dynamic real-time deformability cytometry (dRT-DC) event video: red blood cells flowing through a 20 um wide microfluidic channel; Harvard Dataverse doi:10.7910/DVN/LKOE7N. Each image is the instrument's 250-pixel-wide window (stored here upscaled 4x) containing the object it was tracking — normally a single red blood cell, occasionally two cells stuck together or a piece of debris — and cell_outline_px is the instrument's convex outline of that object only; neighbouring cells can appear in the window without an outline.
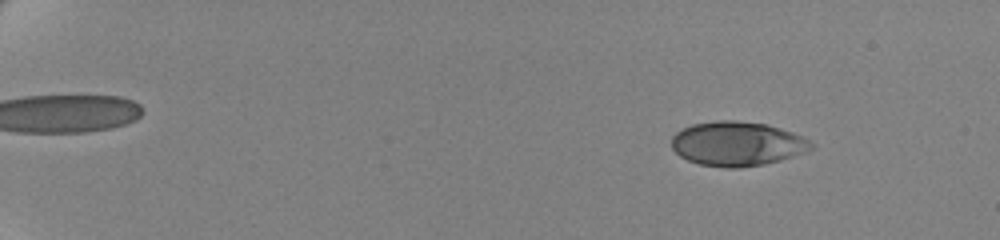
{"species": "human", "species_latin": "Homo sapiens", "temperature_condition": "cold", "stored_images_in_passage": 12, "camera_frame_rate_fps": 3000, "um_per_image_px": 0.085, "donor": {"sex": "female"}, "frame": {"image": 1, "passage_image": 3, "time_ms": 0.667, "image_size_px": [1000, 240], "cell_outline_px": [[812, 148], [804, 152], [780, 160], [764, 164], [740, 168], [728, 168], [700, 164], [688, 160], [680, 156], [672, 148], [672, 136], [676, 132], [692, 124], [716, 120], [736, 120], [768, 124], [792, 132], [808, 140], [812, 144]], "centroid_in_image_um": [62.63, 12.21], "position_along_channel_um": 22.4, "area_um2": 35.95}}